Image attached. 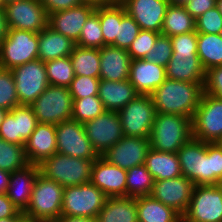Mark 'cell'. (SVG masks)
I'll use <instances>...</instances> for the list:
<instances>
[{
	"label": "cell",
	"mask_w": 222,
	"mask_h": 222,
	"mask_svg": "<svg viewBox=\"0 0 222 222\" xmlns=\"http://www.w3.org/2000/svg\"><path fill=\"white\" fill-rule=\"evenodd\" d=\"M11 1H16V0H5L6 3L11 2Z\"/></svg>",
	"instance_id": "cell-64"
},
{
	"label": "cell",
	"mask_w": 222,
	"mask_h": 222,
	"mask_svg": "<svg viewBox=\"0 0 222 222\" xmlns=\"http://www.w3.org/2000/svg\"><path fill=\"white\" fill-rule=\"evenodd\" d=\"M127 170L107 162L99 156L93 163L91 183L107 198L126 196Z\"/></svg>",
	"instance_id": "cell-19"
},
{
	"label": "cell",
	"mask_w": 222,
	"mask_h": 222,
	"mask_svg": "<svg viewBox=\"0 0 222 222\" xmlns=\"http://www.w3.org/2000/svg\"><path fill=\"white\" fill-rule=\"evenodd\" d=\"M140 31L138 23L126 13L118 24V36L111 45L128 50Z\"/></svg>",
	"instance_id": "cell-42"
},
{
	"label": "cell",
	"mask_w": 222,
	"mask_h": 222,
	"mask_svg": "<svg viewBox=\"0 0 222 222\" xmlns=\"http://www.w3.org/2000/svg\"><path fill=\"white\" fill-rule=\"evenodd\" d=\"M172 42L169 36L160 35L156 42L145 56V60L152 61L166 67L172 57Z\"/></svg>",
	"instance_id": "cell-45"
},
{
	"label": "cell",
	"mask_w": 222,
	"mask_h": 222,
	"mask_svg": "<svg viewBox=\"0 0 222 222\" xmlns=\"http://www.w3.org/2000/svg\"><path fill=\"white\" fill-rule=\"evenodd\" d=\"M20 105H31L50 85L43 61L36 59L11 69Z\"/></svg>",
	"instance_id": "cell-13"
},
{
	"label": "cell",
	"mask_w": 222,
	"mask_h": 222,
	"mask_svg": "<svg viewBox=\"0 0 222 222\" xmlns=\"http://www.w3.org/2000/svg\"><path fill=\"white\" fill-rule=\"evenodd\" d=\"M95 9L96 6L92 4L82 3L73 8L56 11L48 15V26L76 43L83 25Z\"/></svg>",
	"instance_id": "cell-20"
},
{
	"label": "cell",
	"mask_w": 222,
	"mask_h": 222,
	"mask_svg": "<svg viewBox=\"0 0 222 222\" xmlns=\"http://www.w3.org/2000/svg\"><path fill=\"white\" fill-rule=\"evenodd\" d=\"M161 35L154 31L141 30L136 39L132 42L128 48V53L132 60L144 59L149 53V50L153 48L156 39Z\"/></svg>",
	"instance_id": "cell-43"
},
{
	"label": "cell",
	"mask_w": 222,
	"mask_h": 222,
	"mask_svg": "<svg viewBox=\"0 0 222 222\" xmlns=\"http://www.w3.org/2000/svg\"><path fill=\"white\" fill-rule=\"evenodd\" d=\"M104 106L98 95L73 100L72 119L85 123L102 114Z\"/></svg>",
	"instance_id": "cell-39"
},
{
	"label": "cell",
	"mask_w": 222,
	"mask_h": 222,
	"mask_svg": "<svg viewBox=\"0 0 222 222\" xmlns=\"http://www.w3.org/2000/svg\"><path fill=\"white\" fill-rule=\"evenodd\" d=\"M50 85L69 87L75 77L70 56L44 62Z\"/></svg>",
	"instance_id": "cell-37"
},
{
	"label": "cell",
	"mask_w": 222,
	"mask_h": 222,
	"mask_svg": "<svg viewBox=\"0 0 222 222\" xmlns=\"http://www.w3.org/2000/svg\"><path fill=\"white\" fill-rule=\"evenodd\" d=\"M6 4L5 0H0V10H4Z\"/></svg>",
	"instance_id": "cell-61"
},
{
	"label": "cell",
	"mask_w": 222,
	"mask_h": 222,
	"mask_svg": "<svg viewBox=\"0 0 222 222\" xmlns=\"http://www.w3.org/2000/svg\"><path fill=\"white\" fill-rule=\"evenodd\" d=\"M83 125L93 149L99 156L124 137L118 112L104 111Z\"/></svg>",
	"instance_id": "cell-15"
},
{
	"label": "cell",
	"mask_w": 222,
	"mask_h": 222,
	"mask_svg": "<svg viewBox=\"0 0 222 222\" xmlns=\"http://www.w3.org/2000/svg\"><path fill=\"white\" fill-rule=\"evenodd\" d=\"M10 175V172H6L0 169V193H6Z\"/></svg>",
	"instance_id": "cell-55"
},
{
	"label": "cell",
	"mask_w": 222,
	"mask_h": 222,
	"mask_svg": "<svg viewBox=\"0 0 222 222\" xmlns=\"http://www.w3.org/2000/svg\"><path fill=\"white\" fill-rule=\"evenodd\" d=\"M39 173V167L36 164H29L23 169L11 172L6 195L22 213L28 207Z\"/></svg>",
	"instance_id": "cell-25"
},
{
	"label": "cell",
	"mask_w": 222,
	"mask_h": 222,
	"mask_svg": "<svg viewBox=\"0 0 222 222\" xmlns=\"http://www.w3.org/2000/svg\"><path fill=\"white\" fill-rule=\"evenodd\" d=\"M141 30L161 33L168 0H120Z\"/></svg>",
	"instance_id": "cell-18"
},
{
	"label": "cell",
	"mask_w": 222,
	"mask_h": 222,
	"mask_svg": "<svg viewBox=\"0 0 222 222\" xmlns=\"http://www.w3.org/2000/svg\"><path fill=\"white\" fill-rule=\"evenodd\" d=\"M195 31V19L185 6L169 4L166 9L161 35L175 36Z\"/></svg>",
	"instance_id": "cell-31"
},
{
	"label": "cell",
	"mask_w": 222,
	"mask_h": 222,
	"mask_svg": "<svg viewBox=\"0 0 222 222\" xmlns=\"http://www.w3.org/2000/svg\"><path fill=\"white\" fill-rule=\"evenodd\" d=\"M173 51H197V32L192 31L170 37Z\"/></svg>",
	"instance_id": "cell-49"
},
{
	"label": "cell",
	"mask_w": 222,
	"mask_h": 222,
	"mask_svg": "<svg viewBox=\"0 0 222 222\" xmlns=\"http://www.w3.org/2000/svg\"><path fill=\"white\" fill-rule=\"evenodd\" d=\"M165 79L164 66L145 59L132 60L128 80L138 94L150 95Z\"/></svg>",
	"instance_id": "cell-23"
},
{
	"label": "cell",
	"mask_w": 222,
	"mask_h": 222,
	"mask_svg": "<svg viewBox=\"0 0 222 222\" xmlns=\"http://www.w3.org/2000/svg\"><path fill=\"white\" fill-rule=\"evenodd\" d=\"M49 15L56 11L66 10L81 5L82 0H39Z\"/></svg>",
	"instance_id": "cell-51"
},
{
	"label": "cell",
	"mask_w": 222,
	"mask_h": 222,
	"mask_svg": "<svg viewBox=\"0 0 222 222\" xmlns=\"http://www.w3.org/2000/svg\"><path fill=\"white\" fill-rule=\"evenodd\" d=\"M120 0H82L83 3H89L94 6L111 5L119 2Z\"/></svg>",
	"instance_id": "cell-56"
},
{
	"label": "cell",
	"mask_w": 222,
	"mask_h": 222,
	"mask_svg": "<svg viewBox=\"0 0 222 222\" xmlns=\"http://www.w3.org/2000/svg\"><path fill=\"white\" fill-rule=\"evenodd\" d=\"M166 78L178 81L204 83L203 69L197 51H173L165 67Z\"/></svg>",
	"instance_id": "cell-21"
},
{
	"label": "cell",
	"mask_w": 222,
	"mask_h": 222,
	"mask_svg": "<svg viewBox=\"0 0 222 222\" xmlns=\"http://www.w3.org/2000/svg\"><path fill=\"white\" fill-rule=\"evenodd\" d=\"M132 59L128 50L105 45L100 48V79L123 81L129 78Z\"/></svg>",
	"instance_id": "cell-24"
},
{
	"label": "cell",
	"mask_w": 222,
	"mask_h": 222,
	"mask_svg": "<svg viewBox=\"0 0 222 222\" xmlns=\"http://www.w3.org/2000/svg\"><path fill=\"white\" fill-rule=\"evenodd\" d=\"M154 181L144 164L130 168L127 170L126 196L137 198L150 195Z\"/></svg>",
	"instance_id": "cell-35"
},
{
	"label": "cell",
	"mask_w": 222,
	"mask_h": 222,
	"mask_svg": "<svg viewBox=\"0 0 222 222\" xmlns=\"http://www.w3.org/2000/svg\"><path fill=\"white\" fill-rule=\"evenodd\" d=\"M155 114V106L150 95L136 96L118 111L124 136L149 139Z\"/></svg>",
	"instance_id": "cell-10"
},
{
	"label": "cell",
	"mask_w": 222,
	"mask_h": 222,
	"mask_svg": "<svg viewBox=\"0 0 222 222\" xmlns=\"http://www.w3.org/2000/svg\"><path fill=\"white\" fill-rule=\"evenodd\" d=\"M6 217H23V214L7 197L6 193H0V219Z\"/></svg>",
	"instance_id": "cell-52"
},
{
	"label": "cell",
	"mask_w": 222,
	"mask_h": 222,
	"mask_svg": "<svg viewBox=\"0 0 222 222\" xmlns=\"http://www.w3.org/2000/svg\"><path fill=\"white\" fill-rule=\"evenodd\" d=\"M20 222H35V221L29 220L27 218H23Z\"/></svg>",
	"instance_id": "cell-62"
},
{
	"label": "cell",
	"mask_w": 222,
	"mask_h": 222,
	"mask_svg": "<svg viewBox=\"0 0 222 222\" xmlns=\"http://www.w3.org/2000/svg\"><path fill=\"white\" fill-rule=\"evenodd\" d=\"M97 222H138L136 198H106L103 208L99 211Z\"/></svg>",
	"instance_id": "cell-28"
},
{
	"label": "cell",
	"mask_w": 222,
	"mask_h": 222,
	"mask_svg": "<svg viewBox=\"0 0 222 222\" xmlns=\"http://www.w3.org/2000/svg\"><path fill=\"white\" fill-rule=\"evenodd\" d=\"M192 138L207 143L222 140V99L203 93L192 119Z\"/></svg>",
	"instance_id": "cell-9"
},
{
	"label": "cell",
	"mask_w": 222,
	"mask_h": 222,
	"mask_svg": "<svg viewBox=\"0 0 222 222\" xmlns=\"http://www.w3.org/2000/svg\"><path fill=\"white\" fill-rule=\"evenodd\" d=\"M106 195L91 182L68 186L63 191L61 216L97 217L106 201Z\"/></svg>",
	"instance_id": "cell-8"
},
{
	"label": "cell",
	"mask_w": 222,
	"mask_h": 222,
	"mask_svg": "<svg viewBox=\"0 0 222 222\" xmlns=\"http://www.w3.org/2000/svg\"><path fill=\"white\" fill-rule=\"evenodd\" d=\"M75 42L46 26L38 33V59L43 62L70 56Z\"/></svg>",
	"instance_id": "cell-27"
},
{
	"label": "cell",
	"mask_w": 222,
	"mask_h": 222,
	"mask_svg": "<svg viewBox=\"0 0 222 222\" xmlns=\"http://www.w3.org/2000/svg\"><path fill=\"white\" fill-rule=\"evenodd\" d=\"M0 137L9 143L18 144V127L15 120V108L8 111L0 125Z\"/></svg>",
	"instance_id": "cell-48"
},
{
	"label": "cell",
	"mask_w": 222,
	"mask_h": 222,
	"mask_svg": "<svg viewBox=\"0 0 222 222\" xmlns=\"http://www.w3.org/2000/svg\"><path fill=\"white\" fill-rule=\"evenodd\" d=\"M218 185H219L220 187H222V177H221V179H220Z\"/></svg>",
	"instance_id": "cell-63"
},
{
	"label": "cell",
	"mask_w": 222,
	"mask_h": 222,
	"mask_svg": "<svg viewBox=\"0 0 222 222\" xmlns=\"http://www.w3.org/2000/svg\"><path fill=\"white\" fill-rule=\"evenodd\" d=\"M57 153L95 161L99 155L86 135L83 123L70 119L56 125Z\"/></svg>",
	"instance_id": "cell-12"
},
{
	"label": "cell",
	"mask_w": 222,
	"mask_h": 222,
	"mask_svg": "<svg viewBox=\"0 0 222 222\" xmlns=\"http://www.w3.org/2000/svg\"><path fill=\"white\" fill-rule=\"evenodd\" d=\"M99 82L100 78L75 75L68 87L73 100L98 95Z\"/></svg>",
	"instance_id": "cell-44"
},
{
	"label": "cell",
	"mask_w": 222,
	"mask_h": 222,
	"mask_svg": "<svg viewBox=\"0 0 222 222\" xmlns=\"http://www.w3.org/2000/svg\"><path fill=\"white\" fill-rule=\"evenodd\" d=\"M15 120L18 127V145H25L38 124L30 105H19L15 107Z\"/></svg>",
	"instance_id": "cell-40"
},
{
	"label": "cell",
	"mask_w": 222,
	"mask_h": 222,
	"mask_svg": "<svg viewBox=\"0 0 222 222\" xmlns=\"http://www.w3.org/2000/svg\"><path fill=\"white\" fill-rule=\"evenodd\" d=\"M124 5L119 1L115 4L99 6V22L105 45H111L118 36V24L126 14Z\"/></svg>",
	"instance_id": "cell-34"
},
{
	"label": "cell",
	"mask_w": 222,
	"mask_h": 222,
	"mask_svg": "<svg viewBox=\"0 0 222 222\" xmlns=\"http://www.w3.org/2000/svg\"><path fill=\"white\" fill-rule=\"evenodd\" d=\"M7 110H4V109H1L0 108V125H1V123L3 122V120H4V118H5V116H6V114H7Z\"/></svg>",
	"instance_id": "cell-59"
},
{
	"label": "cell",
	"mask_w": 222,
	"mask_h": 222,
	"mask_svg": "<svg viewBox=\"0 0 222 222\" xmlns=\"http://www.w3.org/2000/svg\"><path fill=\"white\" fill-rule=\"evenodd\" d=\"M8 28L41 32L48 25V14L39 0H16L4 8Z\"/></svg>",
	"instance_id": "cell-14"
},
{
	"label": "cell",
	"mask_w": 222,
	"mask_h": 222,
	"mask_svg": "<svg viewBox=\"0 0 222 222\" xmlns=\"http://www.w3.org/2000/svg\"><path fill=\"white\" fill-rule=\"evenodd\" d=\"M138 95L128 79L123 81L100 79L98 96L106 111L118 112Z\"/></svg>",
	"instance_id": "cell-26"
},
{
	"label": "cell",
	"mask_w": 222,
	"mask_h": 222,
	"mask_svg": "<svg viewBox=\"0 0 222 222\" xmlns=\"http://www.w3.org/2000/svg\"><path fill=\"white\" fill-rule=\"evenodd\" d=\"M29 165L23 145L9 143L0 137V169L14 172Z\"/></svg>",
	"instance_id": "cell-36"
},
{
	"label": "cell",
	"mask_w": 222,
	"mask_h": 222,
	"mask_svg": "<svg viewBox=\"0 0 222 222\" xmlns=\"http://www.w3.org/2000/svg\"><path fill=\"white\" fill-rule=\"evenodd\" d=\"M75 44L80 47L89 48H102L104 46L102 29L99 22V6H96L95 11L83 25L81 35Z\"/></svg>",
	"instance_id": "cell-38"
},
{
	"label": "cell",
	"mask_w": 222,
	"mask_h": 222,
	"mask_svg": "<svg viewBox=\"0 0 222 222\" xmlns=\"http://www.w3.org/2000/svg\"><path fill=\"white\" fill-rule=\"evenodd\" d=\"M19 105L15 80L11 70L0 68V108L11 111Z\"/></svg>",
	"instance_id": "cell-41"
},
{
	"label": "cell",
	"mask_w": 222,
	"mask_h": 222,
	"mask_svg": "<svg viewBox=\"0 0 222 222\" xmlns=\"http://www.w3.org/2000/svg\"><path fill=\"white\" fill-rule=\"evenodd\" d=\"M55 222H97L95 218L60 216Z\"/></svg>",
	"instance_id": "cell-53"
},
{
	"label": "cell",
	"mask_w": 222,
	"mask_h": 222,
	"mask_svg": "<svg viewBox=\"0 0 222 222\" xmlns=\"http://www.w3.org/2000/svg\"><path fill=\"white\" fill-rule=\"evenodd\" d=\"M138 222H181L182 216L151 195L137 197Z\"/></svg>",
	"instance_id": "cell-30"
},
{
	"label": "cell",
	"mask_w": 222,
	"mask_h": 222,
	"mask_svg": "<svg viewBox=\"0 0 222 222\" xmlns=\"http://www.w3.org/2000/svg\"><path fill=\"white\" fill-rule=\"evenodd\" d=\"M30 106L38 123L57 125L72 119L73 97L68 87L49 85Z\"/></svg>",
	"instance_id": "cell-6"
},
{
	"label": "cell",
	"mask_w": 222,
	"mask_h": 222,
	"mask_svg": "<svg viewBox=\"0 0 222 222\" xmlns=\"http://www.w3.org/2000/svg\"><path fill=\"white\" fill-rule=\"evenodd\" d=\"M70 59L75 75L99 78L100 48L80 47L75 45Z\"/></svg>",
	"instance_id": "cell-33"
},
{
	"label": "cell",
	"mask_w": 222,
	"mask_h": 222,
	"mask_svg": "<svg viewBox=\"0 0 222 222\" xmlns=\"http://www.w3.org/2000/svg\"><path fill=\"white\" fill-rule=\"evenodd\" d=\"M216 7L218 8V11L222 15V0H216Z\"/></svg>",
	"instance_id": "cell-60"
},
{
	"label": "cell",
	"mask_w": 222,
	"mask_h": 222,
	"mask_svg": "<svg viewBox=\"0 0 222 222\" xmlns=\"http://www.w3.org/2000/svg\"><path fill=\"white\" fill-rule=\"evenodd\" d=\"M182 175L196 185H218L222 177V145L191 138L178 151Z\"/></svg>",
	"instance_id": "cell-1"
},
{
	"label": "cell",
	"mask_w": 222,
	"mask_h": 222,
	"mask_svg": "<svg viewBox=\"0 0 222 222\" xmlns=\"http://www.w3.org/2000/svg\"><path fill=\"white\" fill-rule=\"evenodd\" d=\"M63 191L62 185L39 173L23 217L36 222H55L61 216Z\"/></svg>",
	"instance_id": "cell-4"
},
{
	"label": "cell",
	"mask_w": 222,
	"mask_h": 222,
	"mask_svg": "<svg viewBox=\"0 0 222 222\" xmlns=\"http://www.w3.org/2000/svg\"><path fill=\"white\" fill-rule=\"evenodd\" d=\"M191 138V118L183 115L156 112L149 138L152 149L177 153Z\"/></svg>",
	"instance_id": "cell-3"
},
{
	"label": "cell",
	"mask_w": 222,
	"mask_h": 222,
	"mask_svg": "<svg viewBox=\"0 0 222 222\" xmlns=\"http://www.w3.org/2000/svg\"><path fill=\"white\" fill-rule=\"evenodd\" d=\"M150 148V139L124 136L101 157L115 166L129 170L145 163Z\"/></svg>",
	"instance_id": "cell-16"
},
{
	"label": "cell",
	"mask_w": 222,
	"mask_h": 222,
	"mask_svg": "<svg viewBox=\"0 0 222 222\" xmlns=\"http://www.w3.org/2000/svg\"><path fill=\"white\" fill-rule=\"evenodd\" d=\"M8 29L4 10H0V43L7 36Z\"/></svg>",
	"instance_id": "cell-54"
},
{
	"label": "cell",
	"mask_w": 222,
	"mask_h": 222,
	"mask_svg": "<svg viewBox=\"0 0 222 222\" xmlns=\"http://www.w3.org/2000/svg\"><path fill=\"white\" fill-rule=\"evenodd\" d=\"M204 93V83L166 78L150 97L158 113L183 115L193 119Z\"/></svg>",
	"instance_id": "cell-2"
},
{
	"label": "cell",
	"mask_w": 222,
	"mask_h": 222,
	"mask_svg": "<svg viewBox=\"0 0 222 222\" xmlns=\"http://www.w3.org/2000/svg\"><path fill=\"white\" fill-rule=\"evenodd\" d=\"M168 1H169V4L181 5V6H184L185 4L189 2V0H168Z\"/></svg>",
	"instance_id": "cell-58"
},
{
	"label": "cell",
	"mask_w": 222,
	"mask_h": 222,
	"mask_svg": "<svg viewBox=\"0 0 222 222\" xmlns=\"http://www.w3.org/2000/svg\"><path fill=\"white\" fill-rule=\"evenodd\" d=\"M197 54L205 72L222 65L220 34L197 33Z\"/></svg>",
	"instance_id": "cell-32"
},
{
	"label": "cell",
	"mask_w": 222,
	"mask_h": 222,
	"mask_svg": "<svg viewBox=\"0 0 222 222\" xmlns=\"http://www.w3.org/2000/svg\"><path fill=\"white\" fill-rule=\"evenodd\" d=\"M24 149L28 163L36 165L57 153L56 125L38 123Z\"/></svg>",
	"instance_id": "cell-22"
},
{
	"label": "cell",
	"mask_w": 222,
	"mask_h": 222,
	"mask_svg": "<svg viewBox=\"0 0 222 222\" xmlns=\"http://www.w3.org/2000/svg\"><path fill=\"white\" fill-rule=\"evenodd\" d=\"M38 59V33L8 29L7 36L0 43V68L13 69Z\"/></svg>",
	"instance_id": "cell-7"
},
{
	"label": "cell",
	"mask_w": 222,
	"mask_h": 222,
	"mask_svg": "<svg viewBox=\"0 0 222 222\" xmlns=\"http://www.w3.org/2000/svg\"><path fill=\"white\" fill-rule=\"evenodd\" d=\"M24 217H6L1 218L0 222H20Z\"/></svg>",
	"instance_id": "cell-57"
},
{
	"label": "cell",
	"mask_w": 222,
	"mask_h": 222,
	"mask_svg": "<svg viewBox=\"0 0 222 222\" xmlns=\"http://www.w3.org/2000/svg\"><path fill=\"white\" fill-rule=\"evenodd\" d=\"M187 12L196 20L209 9L216 6V0H189L184 5Z\"/></svg>",
	"instance_id": "cell-50"
},
{
	"label": "cell",
	"mask_w": 222,
	"mask_h": 222,
	"mask_svg": "<svg viewBox=\"0 0 222 222\" xmlns=\"http://www.w3.org/2000/svg\"><path fill=\"white\" fill-rule=\"evenodd\" d=\"M194 184L185 176L155 180L151 196L183 216L189 207Z\"/></svg>",
	"instance_id": "cell-17"
},
{
	"label": "cell",
	"mask_w": 222,
	"mask_h": 222,
	"mask_svg": "<svg viewBox=\"0 0 222 222\" xmlns=\"http://www.w3.org/2000/svg\"><path fill=\"white\" fill-rule=\"evenodd\" d=\"M184 222H222V187L196 185L193 187Z\"/></svg>",
	"instance_id": "cell-11"
},
{
	"label": "cell",
	"mask_w": 222,
	"mask_h": 222,
	"mask_svg": "<svg viewBox=\"0 0 222 222\" xmlns=\"http://www.w3.org/2000/svg\"><path fill=\"white\" fill-rule=\"evenodd\" d=\"M93 163L94 161L55 153L44 159L38 167L43 177L54 180L65 188L89 183Z\"/></svg>",
	"instance_id": "cell-5"
},
{
	"label": "cell",
	"mask_w": 222,
	"mask_h": 222,
	"mask_svg": "<svg viewBox=\"0 0 222 222\" xmlns=\"http://www.w3.org/2000/svg\"><path fill=\"white\" fill-rule=\"evenodd\" d=\"M204 93L222 99V65L206 71Z\"/></svg>",
	"instance_id": "cell-47"
},
{
	"label": "cell",
	"mask_w": 222,
	"mask_h": 222,
	"mask_svg": "<svg viewBox=\"0 0 222 222\" xmlns=\"http://www.w3.org/2000/svg\"><path fill=\"white\" fill-rule=\"evenodd\" d=\"M144 165L154 180H167L182 176L177 153L157 151L150 148Z\"/></svg>",
	"instance_id": "cell-29"
},
{
	"label": "cell",
	"mask_w": 222,
	"mask_h": 222,
	"mask_svg": "<svg viewBox=\"0 0 222 222\" xmlns=\"http://www.w3.org/2000/svg\"><path fill=\"white\" fill-rule=\"evenodd\" d=\"M222 29V15L215 6L195 20L197 33L220 34Z\"/></svg>",
	"instance_id": "cell-46"
}]
</instances>
